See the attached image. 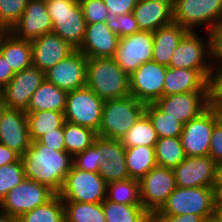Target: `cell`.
<instances>
[{
	"mask_svg": "<svg viewBox=\"0 0 222 222\" xmlns=\"http://www.w3.org/2000/svg\"><path fill=\"white\" fill-rule=\"evenodd\" d=\"M20 159L19 153L0 143V166L18 162Z\"/></svg>",
	"mask_w": 222,
	"mask_h": 222,
	"instance_id": "f907efd6",
	"label": "cell"
},
{
	"mask_svg": "<svg viewBox=\"0 0 222 222\" xmlns=\"http://www.w3.org/2000/svg\"><path fill=\"white\" fill-rule=\"evenodd\" d=\"M0 222H17V219L0 209Z\"/></svg>",
	"mask_w": 222,
	"mask_h": 222,
	"instance_id": "11a10c76",
	"label": "cell"
},
{
	"mask_svg": "<svg viewBox=\"0 0 222 222\" xmlns=\"http://www.w3.org/2000/svg\"><path fill=\"white\" fill-rule=\"evenodd\" d=\"M67 94V91L58 88L45 79L31 96L26 113L36 111H58L64 113Z\"/></svg>",
	"mask_w": 222,
	"mask_h": 222,
	"instance_id": "83f0119b",
	"label": "cell"
},
{
	"mask_svg": "<svg viewBox=\"0 0 222 222\" xmlns=\"http://www.w3.org/2000/svg\"><path fill=\"white\" fill-rule=\"evenodd\" d=\"M215 205H222V185H214Z\"/></svg>",
	"mask_w": 222,
	"mask_h": 222,
	"instance_id": "f5cc1de1",
	"label": "cell"
},
{
	"mask_svg": "<svg viewBox=\"0 0 222 222\" xmlns=\"http://www.w3.org/2000/svg\"><path fill=\"white\" fill-rule=\"evenodd\" d=\"M133 14L140 30L155 32L173 23V9L156 0H138Z\"/></svg>",
	"mask_w": 222,
	"mask_h": 222,
	"instance_id": "cb8c5ba5",
	"label": "cell"
},
{
	"mask_svg": "<svg viewBox=\"0 0 222 222\" xmlns=\"http://www.w3.org/2000/svg\"><path fill=\"white\" fill-rule=\"evenodd\" d=\"M52 32L78 49L85 36L86 21L79 0H47Z\"/></svg>",
	"mask_w": 222,
	"mask_h": 222,
	"instance_id": "277c9868",
	"label": "cell"
},
{
	"mask_svg": "<svg viewBox=\"0 0 222 222\" xmlns=\"http://www.w3.org/2000/svg\"><path fill=\"white\" fill-rule=\"evenodd\" d=\"M65 222H106L102 203L63 201Z\"/></svg>",
	"mask_w": 222,
	"mask_h": 222,
	"instance_id": "8d00e7d4",
	"label": "cell"
},
{
	"mask_svg": "<svg viewBox=\"0 0 222 222\" xmlns=\"http://www.w3.org/2000/svg\"><path fill=\"white\" fill-rule=\"evenodd\" d=\"M37 141L42 145L55 148V150H65L63 126L50 133H45Z\"/></svg>",
	"mask_w": 222,
	"mask_h": 222,
	"instance_id": "bcb514c9",
	"label": "cell"
},
{
	"mask_svg": "<svg viewBox=\"0 0 222 222\" xmlns=\"http://www.w3.org/2000/svg\"><path fill=\"white\" fill-rule=\"evenodd\" d=\"M26 178L22 159L0 166V202L7 193Z\"/></svg>",
	"mask_w": 222,
	"mask_h": 222,
	"instance_id": "f35d334b",
	"label": "cell"
},
{
	"mask_svg": "<svg viewBox=\"0 0 222 222\" xmlns=\"http://www.w3.org/2000/svg\"><path fill=\"white\" fill-rule=\"evenodd\" d=\"M106 23L108 24V27L111 29V31L117 34L119 38L132 35L140 31L133 13L115 16L108 11L106 16Z\"/></svg>",
	"mask_w": 222,
	"mask_h": 222,
	"instance_id": "60d3db41",
	"label": "cell"
},
{
	"mask_svg": "<svg viewBox=\"0 0 222 222\" xmlns=\"http://www.w3.org/2000/svg\"><path fill=\"white\" fill-rule=\"evenodd\" d=\"M86 86L104 100L130 95L129 76L113 58H88Z\"/></svg>",
	"mask_w": 222,
	"mask_h": 222,
	"instance_id": "7a4b0ae2",
	"label": "cell"
},
{
	"mask_svg": "<svg viewBox=\"0 0 222 222\" xmlns=\"http://www.w3.org/2000/svg\"><path fill=\"white\" fill-rule=\"evenodd\" d=\"M156 1L163 2V3L167 4V5H169L172 9H174V7L177 4L178 0H156Z\"/></svg>",
	"mask_w": 222,
	"mask_h": 222,
	"instance_id": "6f0895ef",
	"label": "cell"
},
{
	"mask_svg": "<svg viewBox=\"0 0 222 222\" xmlns=\"http://www.w3.org/2000/svg\"><path fill=\"white\" fill-rule=\"evenodd\" d=\"M9 32L16 38L26 41H33L52 32V21L47 11L46 2L29 0L22 16Z\"/></svg>",
	"mask_w": 222,
	"mask_h": 222,
	"instance_id": "ac0fdd59",
	"label": "cell"
},
{
	"mask_svg": "<svg viewBox=\"0 0 222 222\" xmlns=\"http://www.w3.org/2000/svg\"><path fill=\"white\" fill-rule=\"evenodd\" d=\"M147 222H154V221L152 220V218H150Z\"/></svg>",
	"mask_w": 222,
	"mask_h": 222,
	"instance_id": "be15d7a7",
	"label": "cell"
},
{
	"mask_svg": "<svg viewBox=\"0 0 222 222\" xmlns=\"http://www.w3.org/2000/svg\"><path fill=\"white\" fill-rule=\"evenodd\" d=\"M211 62L213 68H222V22L210 32Z\"/></svg>",
	"mask_w": 222,
	"mask_h": 222,
	"instance_id": "f6af8a7d",
	"label": "cell"
},
{
	"mask_svg": "<svg viewBox=\"0 0 222 222\" xmlns=\"http://www.w3.org/2000/svg\"><path fill=\"white\" fill-rule=\"evenodd\" d=\"M154 222H200L203 218L195 214L171 215V214H151Z\"/></svg>",
	"mask_w": 222,
	"mask_h": 222,
	"instance_id": "681fc988",
	"label": "cell"
},
{
	"mask_svg": "<svg viewBox=\"0 0 222 222\" xmlns=\"http://www.w3.org/2000/svg\"><path fill=\"white\" fill-rule=\"evenodd\" d=\"M102 163V154L94 144L73 156V166L82 171L99 172Z\"/></svg>",
	"mask_w": 222,
	"mask_h": 222,
	"instance_id": "b9f144b4",
	"label": "cell"
},
{
	"mask_svg": "<svg viewBox=\"0 0 222 222\" xmlns=\"http://www.w3.org/2000/svg\"><path fill=\"white\" fill-rule=\"evenodd\" d=\"M176 187L172 169L154 167L140 180L142 206L150 215L159 211Z\"/></svg>",
	"mask_w": 222,
	"mask_h": 222,
	"instance_id": "7c38bea8",
	"label": "cell"
},
{
	"mask_svg": "<svg viewBox=\"0 0 222 222\" xmlns=\"http://www.w3.org/2000/svg\"><path fill=\"white\" fill-rule=\"evenodd\" d=\"M17 222H65L64 203L59 194L17 218Z\"/></svg>",
	"mask_w": 222,
	"mask_h": 222,
	"instance_id": "e575fe53",
	"label": "cell"
},
{
	"mask_svg": "<svg viewBox=\"0 0 222 222\" xmlns=\"http://www.w3.org/2000/svg\"><path fill=\"white\" fill-rule=\"evenodd\" d=\"M144 113L149 117L158 138L181 136L184 124L161 111L154 103H147Z\"/></svg>",
	"mask_w": 222,
	"mask_h": 222,
	"instance_id": "d590c367",
	"label": "cell"
},
{
	"mask_svg": "<svg viewBox=\"0 0 222 222\" xmlns=\"http://www.w3.org/2000/svg\"><path fill=\"white\" fill-rule=\"evenodd\" d=\"M86 24L106 22L108 13L104 0H79Z\"/></svg>",
	"mask_w": 222,
	"mask_h": 222,
	"instance_id": "ee69618b",
	"label": "cell"
},
{
	"mask_svg": "<svg viewBox=\"0 0 222 222\" xmlns=\"http://www.w3.org/2000/svg\"><path fill=\"white\" fill-rule=\"evenodd\" d=\"M157 166L174 169L185 158L180 137L158 138L155 144Z\"/></svg>",
	"mask_w": 222,
	"mask_h": 222,
	"instance_id": "d6a6232c",
	"label": "cell"
},
{
	"mask_svg": "<svg viewBox=\"0 0 222 222\" xmlns=\"http://www.w3.org/2000/svg\"><path fill=\"white\" fill-rule=\"evenodd\" d=\"M218 122L222 125V110H215Z\"/></svg>",
	"mask_w": 222,
	"mask_h": 222,
	"instance_id": "91938a15",
	"label": "cell"
},
{
	"mask_svg": "<svg viewBox=\"0 0 222 222\" xmlns=\"http://www.w3.org/2000/svg\"><path fill=\"white\" fill-rule=\"evenodd\" d=\"M63 201L102 203L107 196V183L99 172H88L72 166L59 193Z\"/></svg>",
	"mask_w": 222,
	"mask_h": 222,
	"instance_id": "ba28073f",
	"label": "cell"
},
{
	"mask_svg": "<svg viewBox=\"0 0 222 222\" xmlns=\"http://www.w3.org/2000/svg\"><path fill=\"white\" fill-rule=\"evenodd\" d=\"M167 67L150 61L142 64L129 76L130 95L137 100L154 103L163 96Z\"/></svg>",
	"mask_w": 222,
	"mask_h": 222,
	"instance_id": "9a60e30c",
	"label": "cell"
},
{
	"mask_svg": "<svg viewBox=\"0 0 222 222\" xmlns=\"http://www.w3.org/2000/svg\"><path fill=\"white\" fill-rule=\"evenodd\" d=\"M153 32L140 30L119 39L113 59L130 76L142 64L152 61Z\"/></svg>",
	"mask_w": 222,
	"mask_h": 222,
	"instance_id": "8fae6325",
	"label": "cell"
},
{
	"mask_svg": "<svg viewBox=\"0 0 222 222\" xmlns=\"http://www.w3.org/2000/svg\"><path fill=\"white\" fill-rule=\"evenodd\" d=\"M214 185H222V162L216 163Z\"/></svg>",
	"mask_w": 222,
	"mask_h": 222,
	"instance_id": "db71d44e",
	"label": "cell"
},
{
	"mask_svg": "<svg viewBox=\"0 0 222 222\" xmlns=\"http://www.w3.org/2000/svg\"><path fill=\"white\" fill-rule=\"evenodd\" d=\"M45 80V73L31 66L15 73L10 82L0 91L6 108L27 111L31 96Z\"/></svg>",
	"mask_w": 222,
	"mask_h": 222,
	"instance_id": "4fadbf2b",
	"label": "cell"
},
{
	"mask_svg": "<svg viewBox=\"0 0 222 222\" xmlns=\"http://www.w3.org/2000/svg\"><path fill=\"white\" fill-rule=\"evenodd\" d=\"M0 143L21 156L31 145L26 112L5 108L0 118Z\"/></svg>",
	"mask_w": 222,
	"mask_h": 222,
	"instance_id": "ffe728a7",
	"label": "cell"
},
{
	"mask_svg": "<svg viewBox=\"0 0 222 222\" xmlns=\"http://www.w3.org/2000/svg\"><path fill=\"white\" fill-rule=\"evenodd\" d=\"M173 22L188 31L210 32L222 22V0H178Z\"/></svg>",
	"mask_w": 222,
	"mask_h": 222,
	"instance_id": "8992f818",
	"label": "cell"
},
{
	"mask_svg": "<svg viewBox=\"0 0 222 222\" xmlns=\"http://www.w3.org/2000/svg\"><path fill=\"white\" fill-rule=\"evenodd\" d=\"M188 31L178 43L169 67L199 70L206 78L212 71L209 32ZM204 35V36H203Z\"/></svg>",
	"mask_w": 222,
	"mask_h": 222,
	"instance_id": "5b68a950",
	"label": "cell"
},
{
	"mask_svg": "<svg viewBox=\"0 0 222 222\" xmlns=\"http://www.w3.org/2000/svg\"><path fill=\"white\" fill-rule=\"evenodd\" d=\"M93 144L102 154L103 163L99 174L107 184L130 178L125 160V147L120 140L97 136Z\"/></svg>",
	"mask_w": 222,
	"mask_h": 222,
	"instance_id": "7402d4cb",
	"label": "cell"
},
{
	"mask_svg": "<svg viewBox=\"0 0 222 222\" xmlns=\"http://www.w3.org/2000/svg\"><path fill=\"white\" fill-rule=\"evenodd\" d=\"M104 102L87 86L70 91L64 110L65 121L98 132Z\"/></svg>",
	"mask_w": 222,
	"mask_h": 222,
	"instance_id": "9c48e42d",
	"label": "cell"
},
{
	"mask_svg": "<svg viewBox=\"0 0 222 222\" xmlns=\"http://www.w3.org/2000/svg\"><path fill=\"white\" fill-rule=\"evenodd\" d=\"M21 159L26 178L47 186L55 194L61 192L73 166L72 155L65 150L42 145L38 141L31 142Z\"/></svg>",
	"mask_w": 222,
	"mask_h": 222,
	"instance_id": "6da1fadb",
	"label": "cell"
},
{
	"mask_svg": "<svg viewBox=\"0 0 222 222\" xmlns=\"http://www.w3.org/2000/svg\"><path fill=\"white\" fill-rule=\"evenodd\" d=\"M7 30L3 27L0 26V40L2 38V36L4 35V33L6 32Z\"/></svg>",
	"mask_w": 222,
	"mask_h": 222,
	"instance_id": "6125c7cd",
	"label": "cell"
},
{
	"mask_svg": "<svg viewBox=\"0 0 222 222\" xmlns=\"http://www.w3.org/2000/svg\"><path fill=\"white\" fill-rule=\"evenodd\" d=\"M189 213L202 218L215 213L214 187H176L161 209L152 214L183 215Z\"/></svg>",
	"mask_w": 222,
	"mask_h": 222,
	"instance_id": "52a82bcc",
	"label": "cell"
},
{
	"mask_svg": "<svg viewBox=\"0 0 222 222\" xmlns=\"http://www.w3.org/2000/svg\"><path fill=\"white\" fill-rule=\"evenodd\" d=\"M102 208L106 222H147L151 218L142 205L120 204L106 198Z\"/></svg>",
	"mask_w": 222,
	"mask_h": 222,
	"instance_id": "4dcf8cb0",
	"label": "cell"
},
{
	"mask_svg": "<svg viewBox=\"0 0 222 222\" xmlns=\"http://www.w3.org/2000/svg\"><path fill=\"white\" fill-rule=\"evenodd\" d=\"M138 0H104L110 13L115 16L133 13Z\"/></svg>",
	"mask_w": 222,
	"mask_h": 222,
	"instance_id": "c3c4849f",
	"label": "cell"
},
{
	"mask_svg": "<svg viewBox=\"0 0 222 222\" xmlns=\"http://www.w3.org/2000/svg\"><path fill=\"white\" fill-rule=\"evenodd\" d=\"M155 146H135L125 148L127 171L131 179L141 180L157 166Z\"/></svg>",
	"mask_w": 222,
	"mask_h": 222,
	"instance_id": "f1b7e54d",
	"label": "cell"
},
{
	"mask_svg": "<svg viewBox=\"0 0 222 222\" xmlns=\"http://www.w3.org/2000/svg\"><path fill=\"white\" fill-rule=\"evenodd\" d=\"M158 135L149 117L143 113L130 130L120 139L125 148L155 146Z\"/></svg>",
	"mask_w": 222,
	"mask_h": 222,
	"instance_id": "836d02e7",
	"label": "cell"
},
{
	"mask_svg": "<svg viewBox=\"0 0 222 222\" xmlns=\"http://www.w3.org/2000/svg\"><path fill=\"white\" fill-rule=\"evenodd\" d=\"M119 39L106 22L87 24L84 40L78 50L87 58H113Z\"/></svg>",
	"mask_w": 222,
	"mask_h": 222,
	"instance_id": "603a6c76",
	"label": "cell"
},
{
	"mask_svg": "<svg viewBox=\"0 0 222 222\" xmlns=\"http://www.w3.org/2000/svg\"><path fill=\"white\" fill-rule=\"evenodd\" d=\"M186 92H207V78L199 70L167 67L163 96Z\"/></svg>",
	"mask_w": 222,
	"mask_h": 222,
	"instance_id": "d4e9b609",
	"label": "cell"
},
{
	"mask_svg": "<svg viewBox=\"0 0 222 222\" xmlns=\"http://www.w3.org/2000/svg\"><path fill=\"white\" fill-rule=\"evenodd\" d=\"M209 156L216 163L222 162V125L219 122L215 124L212 132Z\"/></svg>",
	"mask_w": 222,
	"mask_h": 222,
	"instance_id": "7dc6e473",
	"label": "cell"
},
{
	"mask_svg": "<svg viewBox=\"0 0 222 222\" xmlns=\"http://www.w3.org/2000/svg\"><path fill=\"white\" fill-rule=\"evenodd\" d=\"M200 222H221L219 217L214 213L210 216L203 217V219Z\"/></svg>",
	"mask_w": 222,
	"mask_h": 222,
	"instance_id": "9f6ffc18",
	"label": "cell"
},
{
	"mask_svg": "<svg viewBox=\"0 0 222 222\" xmlns=\"http://www.w3.org/2000/svg\"><path fill=\"white\" fill-rule=\"evenodd\" d=\"M215 214L219 217L222 222V205H215Z\"/></svg>",
	"mask_w": 222,
	"mask_h": 222,
	"instance_id": "680465c9",
	"label": "cell"
},
{
	"mask_svg": "<svg viewBox=\"0 0 222 222\" xmlns=\"http://www.w3.org/2000/svg\"><path fill=\"white\" fill-rule=\"evenodd\" d=\"M15 73L0 54V91L10 82Z\"/></svg>",
	"mask_w": 222,
	"mask_h": 222,
	"instance_id": "816d5d0a",
	"label": "cell"
},
{
	"mask_svg": "<svg viewBox=\"0 0 222 222\" xmlns=\"http://www.w3.org/2000/svg\"><path fill=\"white\" fill-rule=\"evenodd\" d=\"M29 0H0V26L9 31L22 16Z\"/></svg>",
	"mask_w": 222,
	"mask_h": 222,
	"instance_id": "ab89813d",
	"label": "cell"
},
{
	"mask_svg": "<svg viewBox=\"0 0 222 222\" xmlns=\"http://www.w3.org/2000/svg\"><path fill=\"white\" fill-rule=\"evenodd\" d=\"M188 30L177 23H171L160 27L153 32V56L152 61L169 67L172 55L178 43Z\"/></svg>",
	"mask_w": 222,
	"mask_h": 222,
	"instance_id": "484cf974",
	"label": "cell"
},
{
	"mask_svg": "<svg viewBox=\"0 0 222 222\" xmlns=\"http://www.w3.org/2000/svg\"><path fill=\"white\" fill-rule=\"evenodd\" d=\"M0 54L14 73L33 66L31 41L18 39L9 31L0 40Z\"/></svg>",
	"mask_w": 222,
	"mask_h": 222,
	"instance_id": "4316f807",
	"label": "cell"
},
{
	"mask_svg": "<svg viewBox=\"0 0 222 222\" xmlns=\"http://www.w3.org/2000/svg\"><path fill=\"white\" fill-rule=\"evenodd\" d=\"M172 170L177 187H214L216 162L209 155L197 157L186 156Z\"/></svg>",
	"mask_w": 222,
	"mask_h": 222,
	"instance_id": "e0dca14e",
	"label": "cell"
},
{
	"mask_svg": "<svg viewBox=\"0 0 222 222\" xmlns=\"http://www.w3.org/2000/svg\"><path fill=\"white\" fill-rule=\"evenodd\" d=\"M55 193L47 186L25 178L0 202V209L16 219L49 201Z\"/></svg>",
	"mask_w": 222,
	"mask_h": 222,
	"instance_id": "30bf717a",
	"label": "cell"
},
{
	"mask_svg": "<svg viewBox=\"0 0 222 222\" xmlns=\"http://www.w3.org/2000/svg\"><path fill=\"white\" fill-rule=\"evenodd\" d=\"M145 105L131 95L105 100L97 135L120 140L144 113Z\"/></svg>",
	"mask_w": 222,
	"mask_h": 222,
	"instance_id": "3957f363",
	"label": "cell"
},
{
	"mask_svg": "<svg viewBox=\"0 0 222 222\" xmlns=\"http://www.w3.org/2000/svg\"><path fill=\"white\" fill-rule=\"evenodd\" d=\"M106 198L120 204L142 205L140 198V181L128 178L108 183Z\"/></svg>",
	"mask_w": 222,
	"mask_h": 222,
	"instance_id": "74e56055",
	"label": "cell"
},
{
	"mask_svg": "<svg viewBox=\"0 0 222 222\" xmlns=\"http://www.w3.org/2000/svg\"><path fill=\"white\" fill-rule=\"evenodd\" d=\"M31 46L33 66L44 73L76 50L53 32L34 39Z\"/></svg>",
	"mask_w": 222,
	"mask_h": 222,
	"instance_id": "44dd1931",
	"label": "cell"
},
{
	"mask_svg": "<svg viewBox=\"0 0 222 222\" xmlns=\"http://www.w3.org/2000/svg\"><path fill=\"white\" fill-rule=\"evenodd\" d=\"M31 142L37 141L45 133L61 128L65 123L63 112L36 111L26 113Z\"/></svg>",
	"mask_w": 222,
	"mask_h": 222,
	"instance_id": "f546056e",
	"label": "cell"
},
{
	"mask_svg": "<svg viewBox=\"0 0 222 222\" xmlns=\"http://www.w3.org/2000/svg\"><path fill=\"white\" fill-rule=\"evenodd\" d=\"M154 104L164 113L185 124L208 108V97L207 92H186L162 96Z\"/></svg>",
	"mask_w": 222,
	"mask_h": 222,
	"instance_id": "d6986e66",
	"label": "cell"
},
{
	"mask_svg": "<svg viewBox=\"0 0 222 222\" xmlns=\"http://www.w3.org/2000/svg\"><path fill=\"white\" fill-rule=\"evenodd\" d=\"M63 134L65 151L72 156L91 147L98 136L96 131L68 121L63 125Z\"/></svg>",
	"mask_w": 222,
	"mask_h": 222,
	"instance_id": "1f68e13d",
	"label": "cell"
},
{
	"mask_svg": "<svg viewBox=\"0 0 222 222\" xmlns=\"http://www.w3.org/2000/svg\"><path fill=\"white\" fill-rule=\"evenodd\" d=\"M208 107L222 110V68H213L207 78Z\"/></svg>",
	"mask_w": 222,
	"mask_h": 222,
	"instance_id": "7bdbcfd3",
	"label": "cell"
},
{
	"mask_svg": "<svg viewBox=\"0 0 222 222\" xmlns=\"http://www.w3.org/2000/svg\"><path fill=\"white\" fill-rule=\"evenodd\" d=\"M6 107L4 106L2 100H1V97H0V118H1V115L3 113V110L5 109Z\"/></svg>",
	"mask_w": 222,
	"mask_h": 222,
	"instance_id": "94428289",
	"label": "cell"
},
{
	"mask_svg": "<svg viewBox=\"0 0 222 222\" xmlns=\"http://www.w3.org/2000/svg\"><path fill=\"white\" fill-rule=\"evenodd\" d=\"M217 122L215 110L208 107L198 117L184 124L180 138L186 156L209 155L211 136Z\"/></svg>",
	"mask_w": 222,
	"mask_h": 222,
	"instance_id": "5bb4252c",
	"label": "cell"
},
{
	"mask_svg": "<svg viewBox=\"0 0 222 222\" xmlns=\"http://www.w3.org/2000/svg\"><path fill=\"white\" fill-rule=\"evenodd\" d=\"M88 58L76 49L45 72V79L67 92L86 86Z\"/></svg>",
	"mask_w": 222,
	"mask_h": 222,
	"instance_id": "2e32d148",
	"label": "cell"
}]
</instances>
